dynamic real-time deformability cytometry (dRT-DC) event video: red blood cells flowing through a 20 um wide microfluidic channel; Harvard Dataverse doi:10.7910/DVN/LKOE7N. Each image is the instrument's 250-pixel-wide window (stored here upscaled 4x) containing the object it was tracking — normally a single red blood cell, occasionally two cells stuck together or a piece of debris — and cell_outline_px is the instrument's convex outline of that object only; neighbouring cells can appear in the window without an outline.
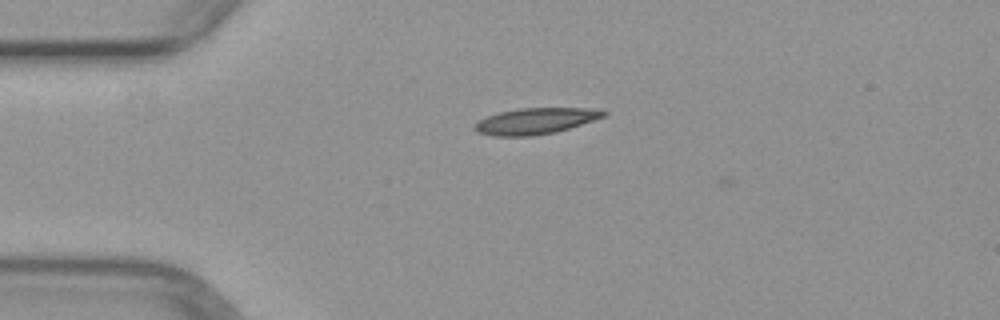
{"species": "common noctule bat (a hibernating species)", "species_latin": "Nyctalus noctula", "temperature_condition": "warm", "stored_images_in_passage": 5, "camera_frame_rate_fps": 3000, "um_per_image_px": 0.085, "animal": {"sex": "female", "body_mass_g": 29.2, "forearm_length_mm": 56.3}, "frame": {"image": 1, "passage_image": 4, "time_ms": 3.333, "image_size_px": [1000, 320], "cell_outline_px": [[608, 112], [604, 116], [556, 132], [532, 136], [496, 136], [476, 132], [472, 128], [480, 120], [488, 116], [500, 112], [520, 108], [600, 108]], "centroid_in_image_um": [45.52, 10.28], "position_along_channel_um": 39.5, "area_um2": 19.48}}